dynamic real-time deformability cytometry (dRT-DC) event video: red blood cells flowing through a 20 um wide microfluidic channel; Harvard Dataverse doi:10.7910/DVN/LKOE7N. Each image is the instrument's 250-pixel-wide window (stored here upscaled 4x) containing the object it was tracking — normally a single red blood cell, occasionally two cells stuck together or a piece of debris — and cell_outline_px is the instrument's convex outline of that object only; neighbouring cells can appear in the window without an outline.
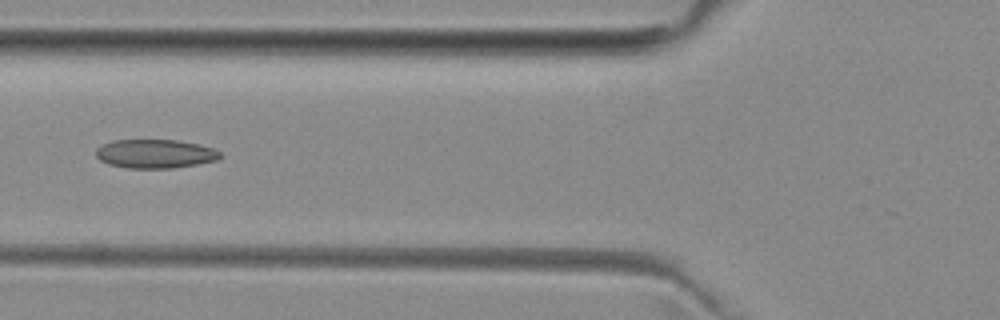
{"species": "common noctule bat (a hibernating species)", "species_latin": "Nyctalus noctula", "temperature_condition": "room temperature", "stored_images_in_passage": 5, "camera_frame_rate_fps": 3000, "um_per_image_px": 0.085, "animal": {"sex": "female", "body_mass_g": 29.2, "forearm_length_mm": 56.3}, "frame": {"image": 1, "passage_image": 5, "time_ms": 5.0, "image_size_px": [1000, 320], "cell_outline_px": [[220, 156], [216, 160], [196, 164], [172, 168], [128, 168], [108, 164], [100, 160], [96, 156], [96, 148], [112, 140], [176, 140], [200, 144], [212, 148], [220, 152]], "centroid_in_image_um": [13.16, 13.07], "position_along_channel_um": 112.6, "area_um2": 20.75}}